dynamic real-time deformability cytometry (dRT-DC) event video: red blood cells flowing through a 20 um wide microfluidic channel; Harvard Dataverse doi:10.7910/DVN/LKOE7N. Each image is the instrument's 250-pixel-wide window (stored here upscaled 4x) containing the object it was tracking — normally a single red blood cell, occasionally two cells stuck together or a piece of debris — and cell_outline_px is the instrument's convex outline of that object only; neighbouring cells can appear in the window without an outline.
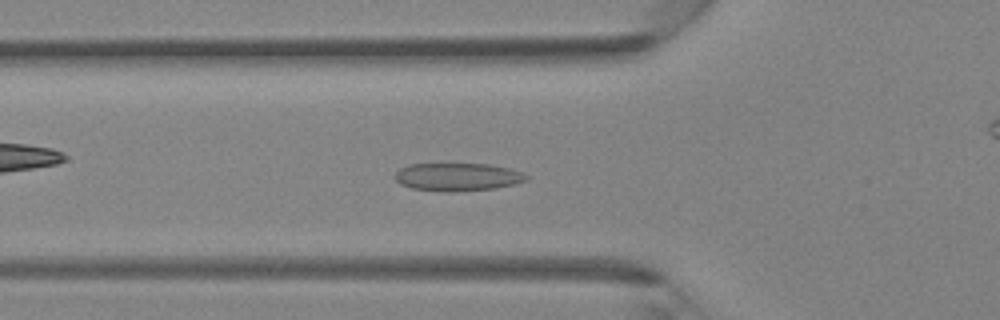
{"species": "Egyptian fruit bat (a non-hibernating species)", "species_latin": "Rousettus aegyptiacus", "temperature_condition": "room temperature", "stored_images_in_passage": 42, "camera_frame_rate_fps": 3000, "um_per_image_px": 0.085, "animal": {"sex": "female"}, "frame": {"image": 1, "passage_image": 14, "time_ms": 4.333, "image_size_px": [1000, 320], "cell_outline_px": [[528, 180], [512, 184], [492, 188], [456, 192], [448, 192], [412, 188], [400, 184], [392, 176], [400, 168], [408, 164], [488, 164], [508, 168], [520, 172], [528, 176]], "centroid_in_image_um": [38.83, 15.04], "position_along_channel_um": 87.0, "area_um2": 21.27}}
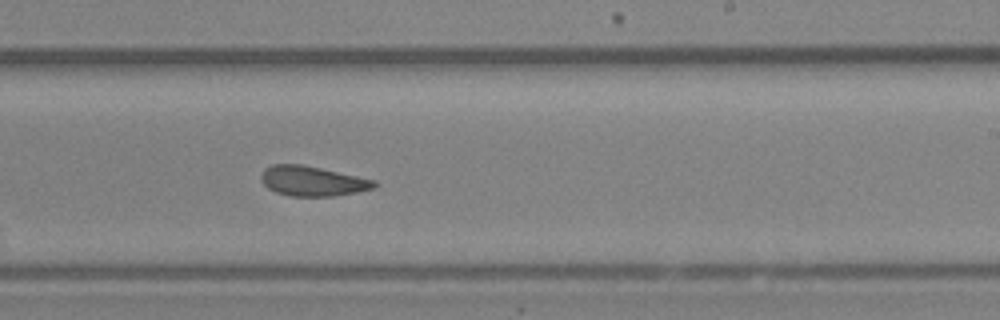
{"frame": {"image": 2, "passage_image": 25, "time_ms": 8.0, "image_size_px": [1000, 320], "cell_outline_px": [[376, 184], [372, 188], [356, 192], [332, 196], [288, 196], [276, 192], [268, 188], [260, 180], [260, 176], [264, 168], [272, 164], [304, 164], [376, 180]], "centroid_in_image_um": [26.51, 15.38], "position_along_channel_um": 262.5, "area_um2": 19.77}}
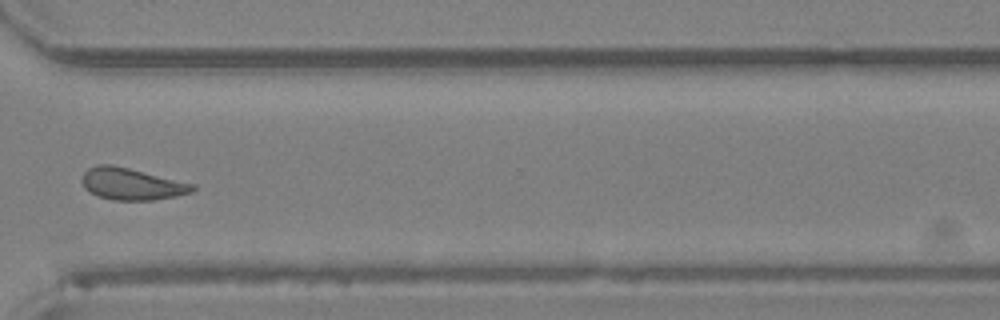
{"frame": {"image": 3, "passage_image": 31, "time_ms": 10.0, "image_size_px": [1000, 320], "cell_outline_px": [[196, 188], [192, 192], [176, 196], [152, 200], [112, 200], [88, 192], [84, 188], [80, 180], [84, 172], [88, 168], [96, 164], [112, 164], [196, 184]], "centroid_in_image_um": [11.17, 15.63], "position_along_channel_um": 359.4, "area_um2": 20.69}}